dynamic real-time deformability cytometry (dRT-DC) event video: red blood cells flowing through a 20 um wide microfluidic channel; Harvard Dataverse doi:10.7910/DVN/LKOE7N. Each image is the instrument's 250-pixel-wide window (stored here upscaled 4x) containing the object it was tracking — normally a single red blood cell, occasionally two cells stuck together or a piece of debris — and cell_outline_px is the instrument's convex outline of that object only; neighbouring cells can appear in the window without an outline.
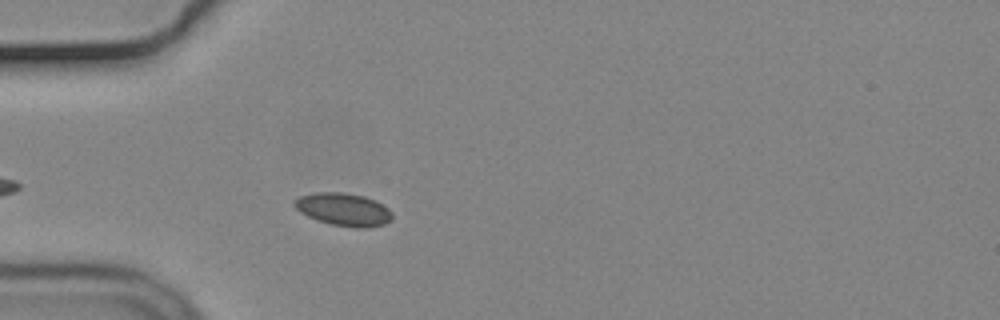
{"species": "common noctule bat (a hibernating species)", "species_latin": "Nyctalus noctula", "temperature_condition": "cold", "stored_images_in_passage": 21, "camera_frame_rate_fps": 3000, "um_per_image_px": 0.085, "animal": {"sex": "male", "body_mass_g": 19.2, "forearm_length_mm": 51.8}, "frame": {"image": 1, "passage_image": 6, "time_ms": 1.667, "image_size_px": [1000, 320], "cell_outline_px": [[392, 220], [384, 224], [368, 228], [352, 228], [332, 224], [316, 220], [300, 212], [292, 204], [292, 200], [300, 196], [316, 192], [340, 192], [364, 196], [376, 200], [388, 208], [392, 212]], "centroid_in_image_um": [29.2, 17.8], "position_along_channel_um": 55.8, "area_um2": 18.9}}
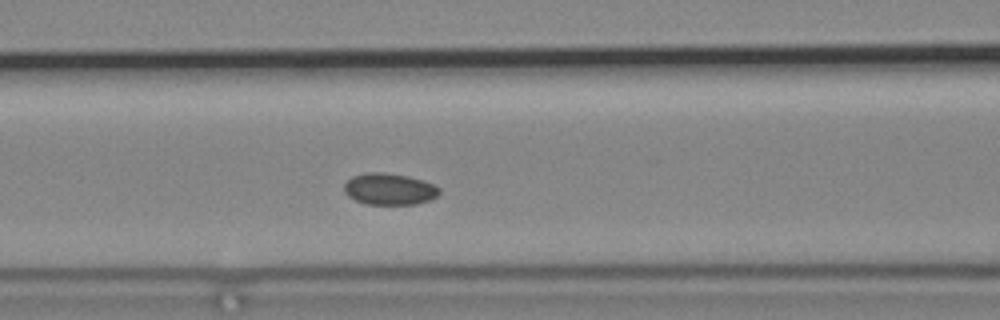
{"frame": {"image": 2, "passage_image": 13, "time_ms": 4.0, "image_size_px": [1000, 320], "cell_outline_px": [[440, 192], [432, 200], [416, 204], [368, 204], [356, 200], [348, 196], [344, 192], [344, 184], [352, 176], [368, 172], [380, 172], [408, 176], [432, 184], [440, 188]], "centroid_in_image_um": [33.09, 16.07], "position_along_channel_um": 133.5, "area_um2": 17.4}}
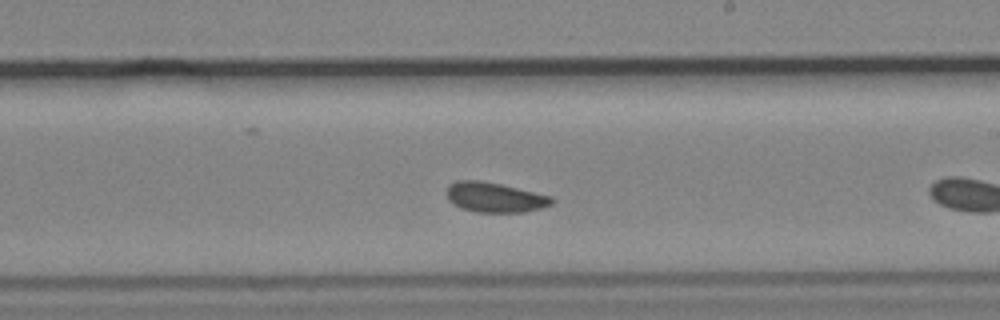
{"frame": {"image": 3, "passage_image": 19, "time_ms": 6.0, "image_size_px": [1000, 320], "cell_outline_px": [[556, 200], [552, 204], [540, 208], [524, 212], [476, 212], [460, 208], [448, 200], [448, 184], [456, 180], [480, 180], [500, 184], [552, 196]], "centroid_in_image_um": [42.06, 16.77], "position_along_channel_um": 246.9, "area_um2": 18.32}}